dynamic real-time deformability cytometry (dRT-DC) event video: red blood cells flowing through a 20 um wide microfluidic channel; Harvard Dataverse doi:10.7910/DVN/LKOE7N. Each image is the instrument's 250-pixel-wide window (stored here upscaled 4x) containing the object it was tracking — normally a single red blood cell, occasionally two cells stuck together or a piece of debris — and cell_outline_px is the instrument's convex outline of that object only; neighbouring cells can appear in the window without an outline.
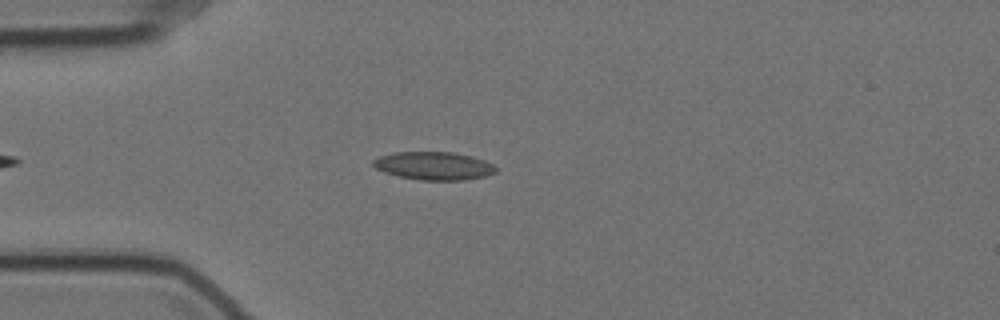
{"species": "Egyptian fruit bat (a non-hibernating species)", "species_latin": "Rousettus aegyptiacus", "temperature_condition": "cold", "stored_images_in_passage": 42, "camera_frame_rate_fps": 3000, "um_per_image_px": 0.085, "animal": {"sex": "female"}, "frame": {"image": 1, "passage_image": 8, "time_ms": 2.333, "image_size_px": [1000, 320], "cell_outline_px": [[496, 172], [484, 176], [464, 180], [420, 180], [400, 176], [384, 172], [376, 168], [372, 164], [372, 160], [380, 156], [396, 152], [452, 152], [472, 156], [484, 160], [492, 164], [496, 168]], "centroid_in_image_um": [36.87, 14.09], "position_along_channel_um": 48.1, "area_um2": 19.94}}
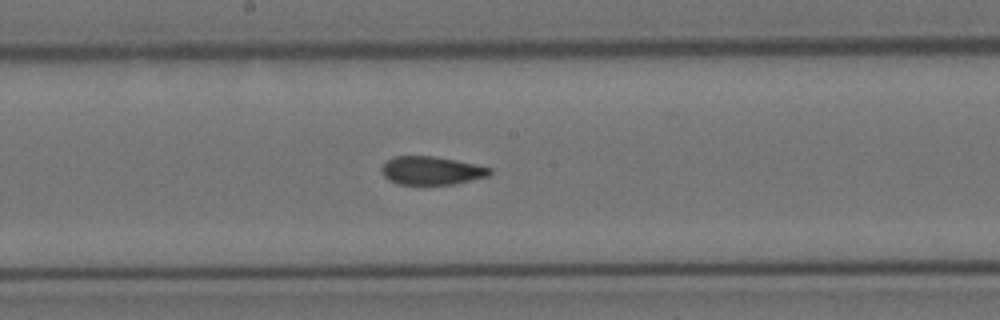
{"frame": {"image": 2, "passage_image": 23, "time_ms": 7.333, "image_size_px": [1000, 320], "cell_outline_px": [[492, 172], [488, 176], [456, 184], [396, 184], [388, 180], [384, 176], [380, 168], [388, 160], [396, 156], [432, 156], [456, 160], [476, 164], [492, 168]], "centroid_in_image_um": [36.69, 14.5], "position_along_channel_um": 211.5, "area_um2": 17.86}}
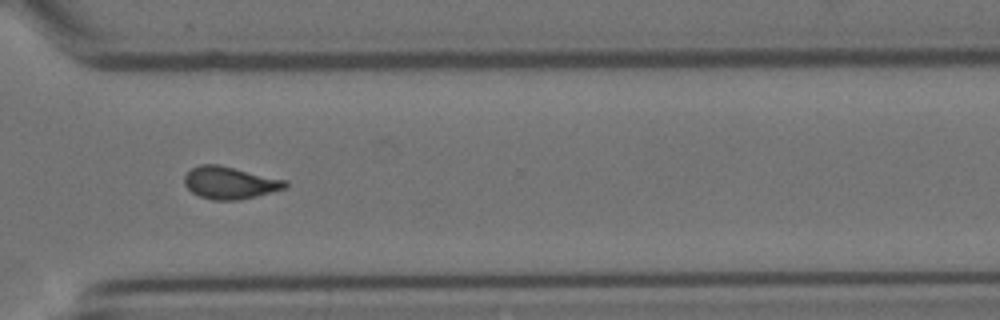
{"frame": {"image": 3, "passage_image": 35, "time_ms": 11.333, "image_size_px": [1000, 320], "cell_outline_px": [[288, 184], [284, 188], [256, 196], [240, 200], [212, 200], [200, 196], [192, 192], [184, 184], [184, 176], [192, 168], [200, 164], [216, 164], [288, 180]], "centroid_in_image_um": [19.53, 15.53], "position_along_channel_um": 351.1, "area_um2": 18.84}, "authors_computed_cell_mechanics": {"area_um2": 18.8428, "velocity_mm_per_s": 3.5011, "shape_relaxation_time_tau1_ms": null, "shape_relaxation_time_tau2_ms": 1.5014, "deformation_change_tau1": null, "deformation_change_tau2": 0.0752}}